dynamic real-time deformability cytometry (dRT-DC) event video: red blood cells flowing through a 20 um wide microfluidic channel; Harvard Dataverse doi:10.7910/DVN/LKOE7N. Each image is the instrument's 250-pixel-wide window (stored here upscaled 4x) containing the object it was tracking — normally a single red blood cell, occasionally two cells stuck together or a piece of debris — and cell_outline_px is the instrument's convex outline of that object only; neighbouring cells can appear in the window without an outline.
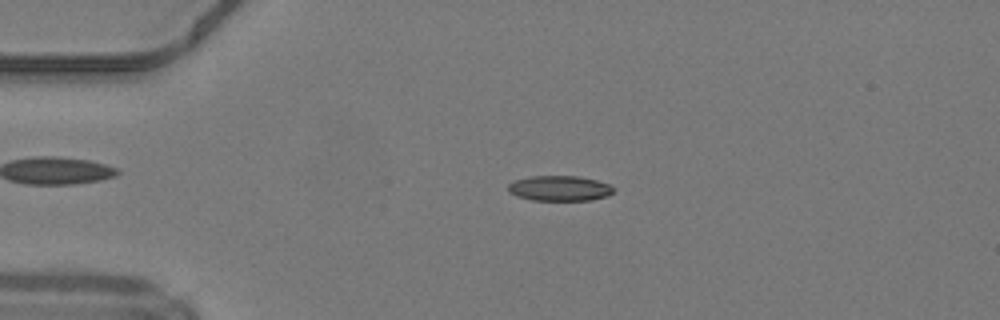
{"species": "common noctule bat (a hibernating species)", "species_latin": "Nyctalus noctula", "temperature_condition": "warm", "stored_images_in_passage": 44, "camera_frame_rate_fps": 3000, "um_per_image_px": 0.085, "animal": {"sex": "male", "body_mass_g": 19.2, "forearm_length_mm": 51.8}, "frame": {"image": 1, "passage_image": 7, "time_ms": 2.0, "image_size_px": [1000, 320], "cell_outline_px": [[616, 188], [608, 196], [592, 200], [532, 200], [516, 196], [508, 192], [508, 184], [512, 180], [532, 176], [576, 176], [596, 180], [608, 184]], "centroid_in_image_um": [47.54, 16.01], "position_along_channel_um": 37.5, "area_um2": 15.61}}
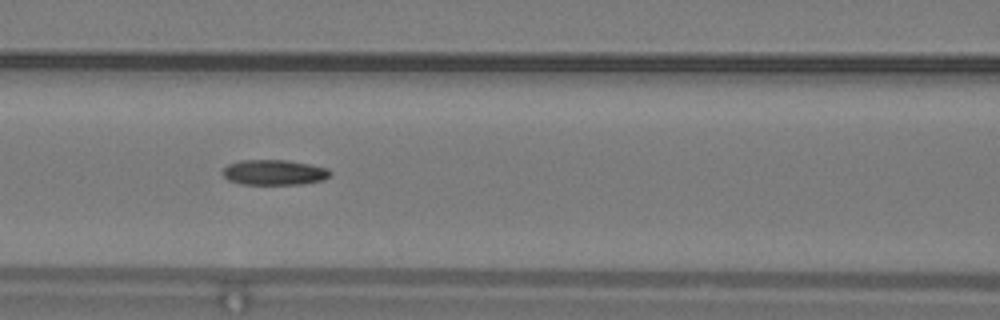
{"frame": {"image": 2, "passage_image": 17, "time_ms": 5.333, "image_size_px": [1000, 320], "cell_outline_px": [[332, 172], [324, 180], [304, 184], [240, 184], [228, 180], [224, 176], [224, 168], [228, 164], [240, 160], [288, 160], [328, 168]], "centroid_in_image_um": [23.32, 14.65], "position_along_channel_um": 143.3, "area_um2": 15.84}}
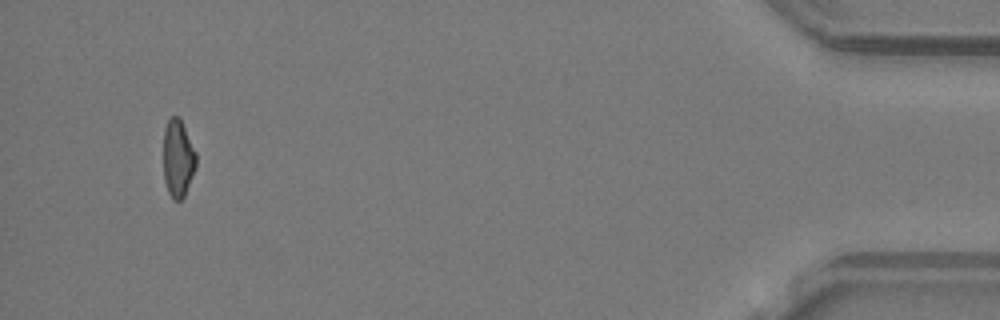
{"frame": {"image": 3, "passage_image": 42, "time_ms": 13.667, "image_size_px": [1000, 320], "cell_outline_px": [[196, 168], [184, 196], [180, 200], [172, 200], [168, 192], [164, 180], [164, 128], [168, 120], [172, 116], [180, 116], [196, 152]], "centroid_in_image_um": [15.13, 13.45], "position_along_channel_um": 420.1, "area_um2": 14.91}, "authors_computed_cell_mechanics": {"area_um2": 15.8372, "velocity_mm_per_s": 4.2623, "shape_relaxation_time_tau1_ms": null, "shape_relaxation_time_tau2_ms": 4.0521, "deformation_change_tau1": null, "deformation_change_tau2": 0.1129}}